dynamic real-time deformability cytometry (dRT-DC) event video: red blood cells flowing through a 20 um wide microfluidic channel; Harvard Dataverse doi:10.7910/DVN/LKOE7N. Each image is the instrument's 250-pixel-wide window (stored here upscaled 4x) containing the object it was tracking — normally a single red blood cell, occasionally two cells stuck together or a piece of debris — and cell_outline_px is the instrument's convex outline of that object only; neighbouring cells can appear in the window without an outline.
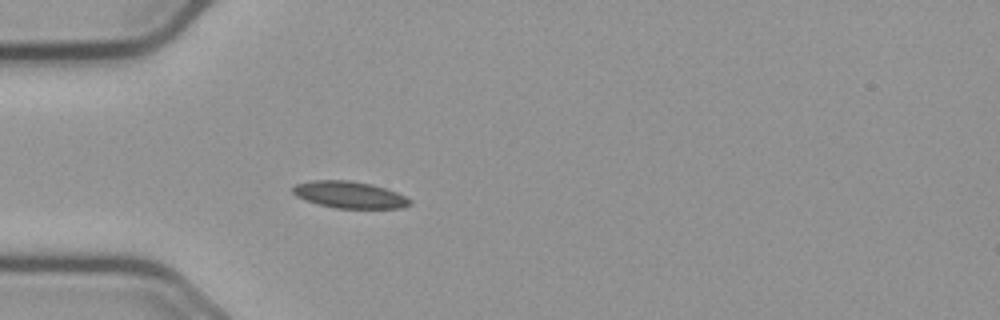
{"species": "common noctule bat (a hibernating species)", "species_latin": "Nyctalus noctula", "temperature_condition": "cold", "stored_images_in_passage": 41, "camera_frame_rate_fps": 3000, "um_per_image_px": 0.085, "animal": {"sex": "male", "body_mass_g": 23.1, "forearm_length_mm": 52.7}, "frame": {"image": 1, "passage_image": 1, "time_ms": 0.0, "image_size_px": [1000, 320], "cell_outline_px": [[412, 204], [404, 208], [336, 208], [316, 204], [304, 200], [296, 196], [292, 192], [292, 188], [296, 184], [312, 180], [348, 180], [372, 184], [396, 192], [412, 200]], "centroid_in_image_um": [29.69, 16.56], "position_along_channel_um": 55.3, "area_um2": 18.38}}
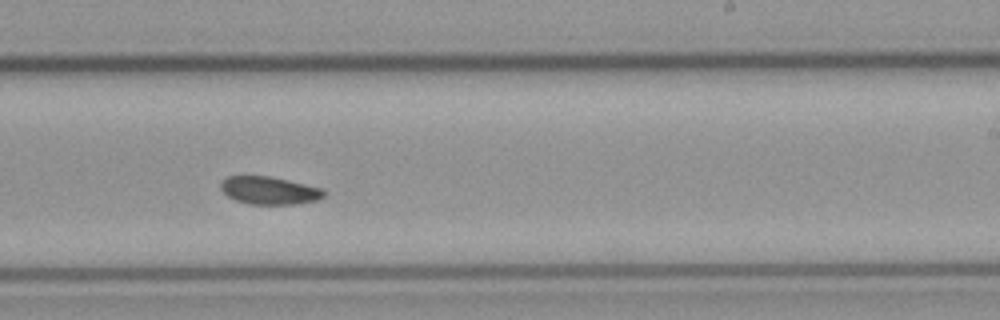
{"frame": {"image": 2, "passage_image": 19, "time_ms": 6.0, "image_size_px": [1000, 320], "cell_outline_px": [[324, 196], [316, 200], [296, 204], [248, 204], [236, 200], [228, 196], [220, 188], [220, 184], [228, 176], [268, 176], [288, 180], [324, 188]], "centroid_in_image_um": [22.9, 16.19], "position_along_channel_um": 266.1, "area_um2": 16.59}}
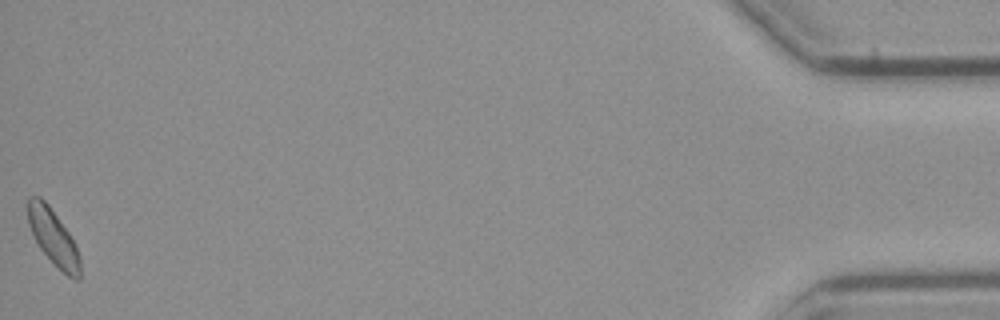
{"frame": {"image": 3, "passage_image": 41, "time_ms": 13.333, "image_size_px": [1000, 320], "cell_outline_px": [[80, 280], [76, 280], [68, 276], [40, 248], [28, 224], [28, 196], [40, 196], [48, 204], [68, 232], [80, 256]], "centroid_in_image_um": [4.52, 20.14], "position_along_channel_um": 430.7, "area_um2": 16.42}, "authors_computed_cell_mechanics": {"area_um2": 17.2244, "velocity_mm_per_s": 3.6255, "shape_relaxation_time_tau1_ms": 2.4518, "shape_relaxation_time_tau2_ms": 6.0261, "deformation_change_tau1": 0.071, "deformation_change_tau2": 0.0888}}